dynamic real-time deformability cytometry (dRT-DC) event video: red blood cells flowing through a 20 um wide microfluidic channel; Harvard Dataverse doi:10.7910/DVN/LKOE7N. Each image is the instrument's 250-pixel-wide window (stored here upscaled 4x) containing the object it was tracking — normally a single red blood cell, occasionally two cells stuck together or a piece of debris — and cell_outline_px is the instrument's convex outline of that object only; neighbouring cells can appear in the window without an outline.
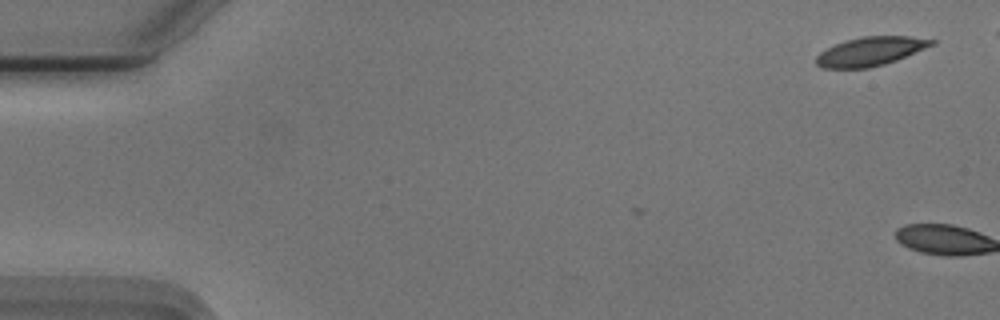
{"species": "Egyptian fruit bat (a non-hibernating species)", "species_latin": "Rousettus aegyptiacus", "temperature_condition": "cold", "stored_images_in_passage": 2, "camera_frame_rate_fps": 3000, "um_per_image_px": 0.085, "animal": {"sex": "male"}, "frame": {"image": 1, "passage_image": 1, "time_ms": 0.0, "image_size_px": [1000, 320], "cell_outline_px": [[936, 44], [896, 60], [884, 64], [868, 68], [820, 68], [816, 64], [816, 56], [820, 52], [836, 44], [848, 40], [864, 36], [912, 36], [936, 40]], "centroid_in_image_um": [74.01, 4.37], "position_along_channel_um": 11.0, "area_um2": 19.31}}